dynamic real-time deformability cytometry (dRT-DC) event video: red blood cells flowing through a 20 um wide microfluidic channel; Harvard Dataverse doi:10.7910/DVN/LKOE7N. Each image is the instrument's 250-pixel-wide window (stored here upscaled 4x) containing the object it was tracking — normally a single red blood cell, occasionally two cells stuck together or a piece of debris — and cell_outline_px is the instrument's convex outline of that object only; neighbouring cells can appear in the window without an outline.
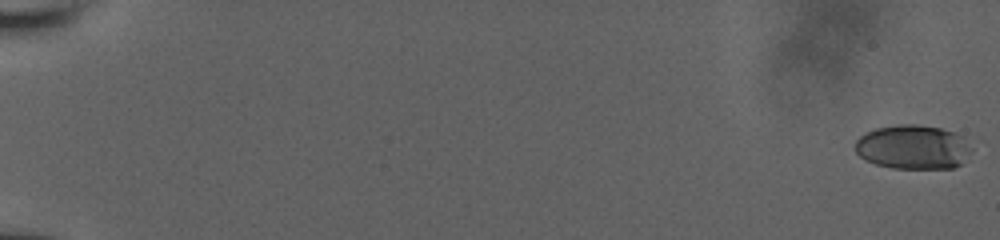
{"species": "human", "species_latin": "Homo sapiens", "temperature_condition": "room temperature", "stored_images_in_passage": 57, "camera_frame_rate_fps": 3000, "um_per_image_px": 0.085, "donor": {"sex": "male"}, "frame": {"image": 1, "passage_image": 1, "time_ms": 0.0, "image_size_px": [1000, 240], "cell_outline_px": [[972, 152], [960, 164], [952, 168], [892, 168], [876, 164], [864, 160], [856, 152], [856, 140], [860, 136], [876, 128], [896, 124], [916, 124], [940, 128], [964, 136], [972, 148]], "centroid_in_image_um": [77.62, 12.5], "position_along_channel_um": 7.4, "area_um2": 30.06}}
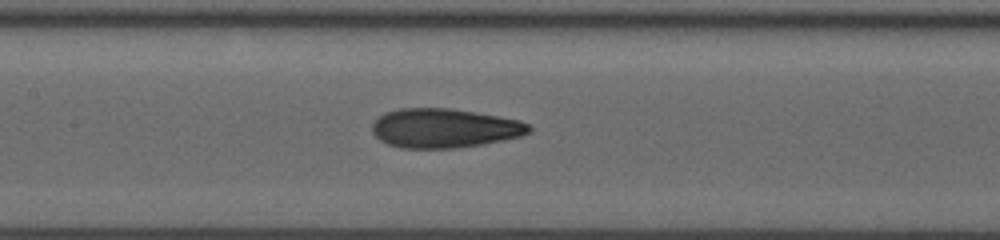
{"frame": {"image": 2, "passage_image": 31, "time_ms": 10.0, "image_size_px": [1000, 240], "cell_outline_px": [[532, 132], [520, 136], [480, 144], [456, 148], [404, 148], [388, 144], [380, 140], [372, 132], [372, 124], [380, 116], [388, 112], [400, 108], [452, 108], [520, 120], [528, 124], [532, 128]], "centroid_in_image_um": [37.77, 10.89], "position_along_channel_um": 169.6, "area_um2": 35.6}}
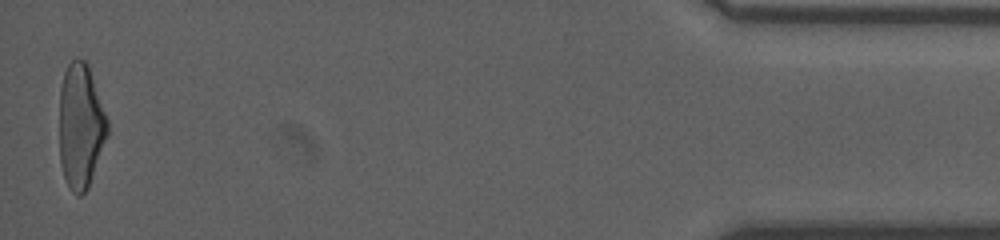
{"frame": {"image": 3, "passage_image": 57, "time_ms": 18.667, "image_size_px": [1000, 240], "cell_outline_px": [[108, 136], [88, 188], [80, 196], [76, 196], [72, 192], [64, 176], [60, 164], [60, 88], [64, 72], [68, 64], [72, 60], [84, 60], [88, 64], [108, 120]], "centroid_in_image_um": [6.87, 10.74], "position_along_channel_um": 428.3, "area_um2": 34.97}, "authors_computed_cell_mechanics": {"area_um2": 34.6222, "velocity_mm_per_s": 3.913, "shape_relaxation_time_tau1_ms": 7.1359, "shape_relaxation_time_tau2_ms": 1.4841, "deformation_change_tau1": 0.2184, "deformation_change_tau2": 0.0897}}